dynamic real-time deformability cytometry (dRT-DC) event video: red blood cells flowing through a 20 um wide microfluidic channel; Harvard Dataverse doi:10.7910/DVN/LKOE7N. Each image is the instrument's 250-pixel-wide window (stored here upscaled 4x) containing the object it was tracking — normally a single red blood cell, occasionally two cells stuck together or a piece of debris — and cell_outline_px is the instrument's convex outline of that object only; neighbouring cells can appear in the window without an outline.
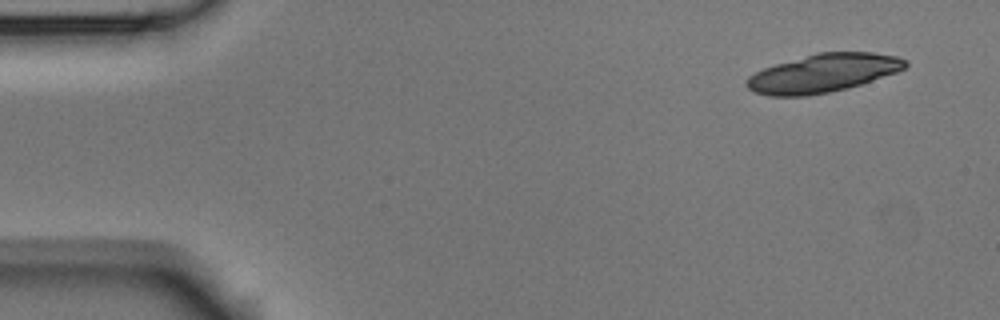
{"species": "Egyptian fruit bat (a non-hibernating species)", "species_latin": "Rousettus aegyptiacus", "temperature_condition": "room temperature", "stored_images_in_passage": 4, "camera_frame_rate_fps": 3000, "um_per_image_px": 0.085, "animal": {"sex": "male"}, "frame": {"image": 1, "passage_image": 1, "time_ms": 0.0, "image_size_px": [1000, 320], "cell_outline_px": [[908, 64], [904, 68], [896, 72], [848, 88], [808, 96], [768, 96], [752, 92], [744, 84], [748, 76], [764, 68], [776, 64], [816, 52], [872, 52], [896, 56], [908, 60]], "centroid_in_image_um": [69.93, 6.22], "position_along_channel_um": 15.1, "area_um2": 35.43}}